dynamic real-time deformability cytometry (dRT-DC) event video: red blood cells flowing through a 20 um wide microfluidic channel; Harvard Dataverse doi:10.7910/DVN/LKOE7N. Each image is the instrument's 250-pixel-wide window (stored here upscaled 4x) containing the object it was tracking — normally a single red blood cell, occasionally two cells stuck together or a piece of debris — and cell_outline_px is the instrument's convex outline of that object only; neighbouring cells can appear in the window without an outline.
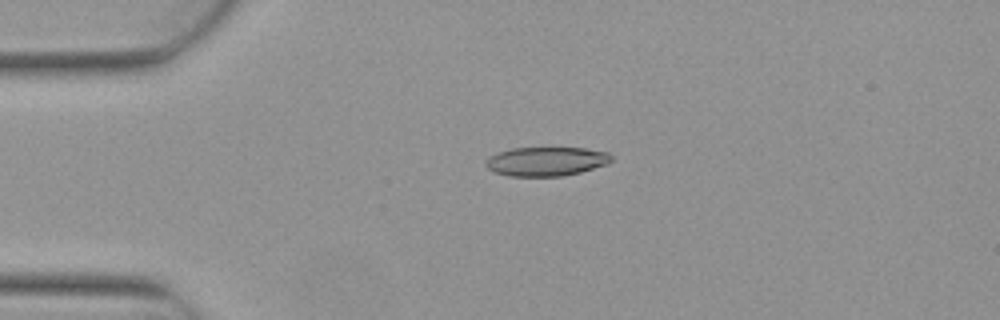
{"species": "Egyptian fruit bat (a non-hibernating species)", "species_latin": "Rousettus aegyptiacus", "temperature_condition": "warm", "stored_images_in_passage": 6, "camera_frame_rate_fps": 3000, "um_per_image_px": 0.085, "animal": {"sex": "female"}, "frame": {"image": 1, "passage_image": 4, "time_ms": 1.0, "image_size_px": [1000, 320], "cell_outline_px": [[612, 160], [608, 164], [580, 172], [564, 176], [508, 176], [496, 172], [488, 168], [484, 164], [492, 156], [500, 152], [512, 148], [584, 148], [608, 152], [612, 156]], "centroid_in_image_um": [46.48, 13.72], "position_along_channel_um": 38.5, "area_um2": 21.1}}
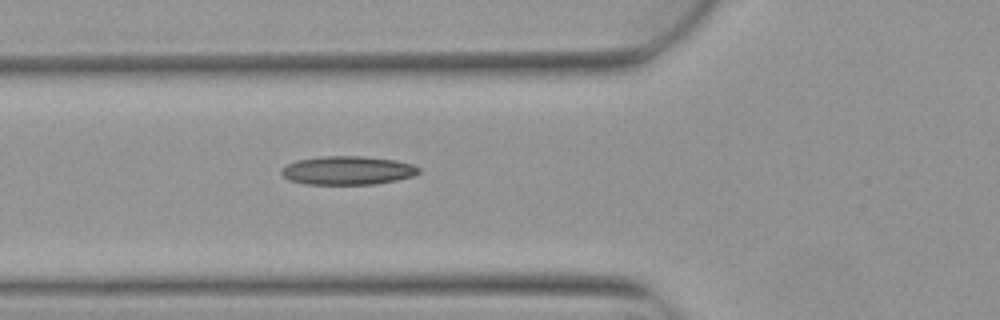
{"frame": {"image": 2, "passage_image": 6, "time_ms": 1.667, "image_size_px": [1000, 320], "cell_outline_px": [[420, 172], [412, 176], [396, 180], [376, 184], [304, 184], [288, 180], [280, 172], [288, 164], [296, 160], [320, 156], [364, 156], [396, 160], [412, 164], [420, 168]], "centroid_in_image_um": [29.55, 14.48], "position_along_channel_um": 96.3, "area_um2": 22.95}}